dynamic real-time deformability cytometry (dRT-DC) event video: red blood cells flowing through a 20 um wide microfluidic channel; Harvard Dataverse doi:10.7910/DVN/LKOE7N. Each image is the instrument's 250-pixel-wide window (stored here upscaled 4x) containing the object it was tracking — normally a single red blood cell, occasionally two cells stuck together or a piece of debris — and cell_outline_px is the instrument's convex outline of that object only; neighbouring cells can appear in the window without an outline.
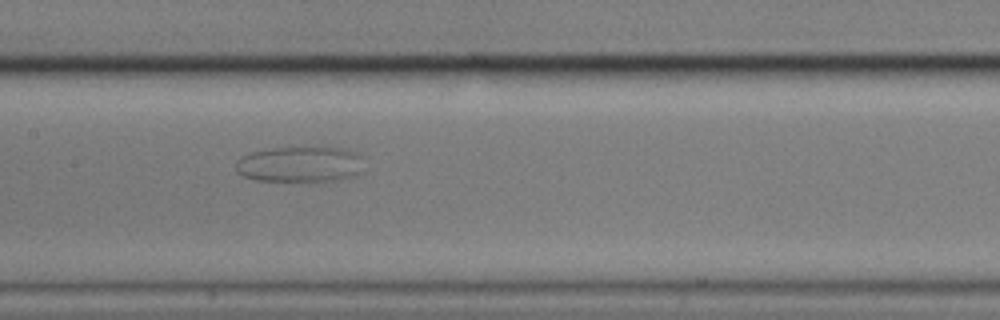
{"species": "common noctule bat (a hibernating species)", "species_latin": "Nyctalus noctula", "temperature_condition": "cold", "stored_images_in_passage": 16, "camera_frame_rate_fps": 3000, "um_per_image_px": 0.085, "animal": {"sex": "male", "body_mass_g": 17.9}, "frame": {"image": 1, "passage_image": 13, "time_ms": 4.0, "image_size_px": [1000, 320], "cell_outline_px": [[360, 172], [356, 176], [336, 180], [256, 180], [240, 176], [236, 172], [236, 160], [240, 156], [248, 152], [272, 148], [312, 144], [324, 144], [344, 148], [356, 152], [360, 156]], "centroid_in_image_um": [25.47, 13.89], "position_along_channel_um": 181.9, "area_um2": 27.69}}